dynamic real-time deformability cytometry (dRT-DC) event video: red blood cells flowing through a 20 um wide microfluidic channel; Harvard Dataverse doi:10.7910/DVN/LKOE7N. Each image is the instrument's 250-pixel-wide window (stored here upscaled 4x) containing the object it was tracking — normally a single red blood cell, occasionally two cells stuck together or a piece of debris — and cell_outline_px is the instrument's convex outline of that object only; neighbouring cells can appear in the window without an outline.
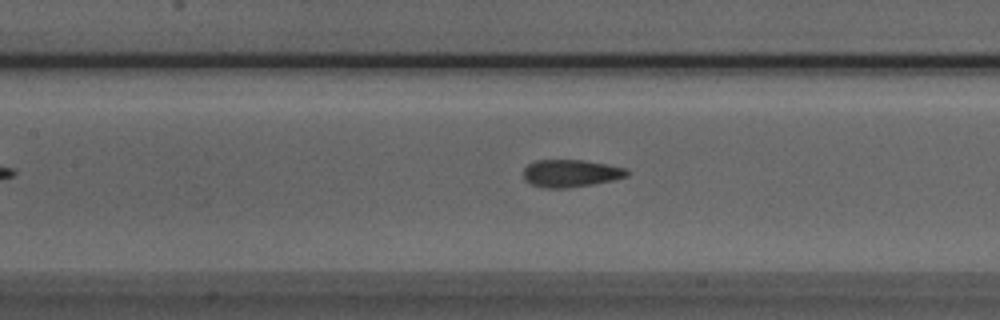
{"species": "Egyptian fruit bat (a non-hibernating species)", "species_latin": "Rousettus aegyptiacus", "temperature_condition": "room temperature", "stored_images_in_passage": 34, "camera_frame_rate_fps": 3000, "um_per_image_px": 0.085, "animal": {"sex": "male"}, "frame": {"image": 1, "passage_image": 15, "time_ms": 4.667, "image_size_px": [1000, 320], "cell_outline_px": [[632, 172], [628, 176], [612, 180], [592, 184], [568, 188], [544, 188], [532, 184], [524, 180], [524, 168], [528, 164], [536, 160], [584, 160], [608, 164], [624, 168]], "centroid_in_image_um": [48.53, 14.73], "position_along_channel_um": 158.9, "area_um2": 16.65}}
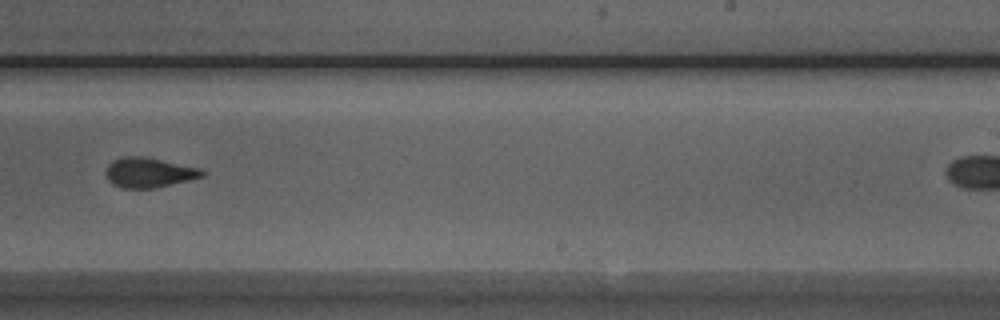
{"frame": {"image": 2, "passage_image": 24, "time_ms": 7.667, "image_size_px": [1000, 320], "cell_outline_px": [[204, 176], [188, 180], [152, 188], [124, 188], [112, 184], [108, 180], [104, 172], [108, 164], [112, 160], [124, 156], [144, 156], [200, 168], [204, 172]], "centroid_in_image_um": [12.6, 14.65], "position_along_channel_um": 276.4, "area_um2": 16.7}}
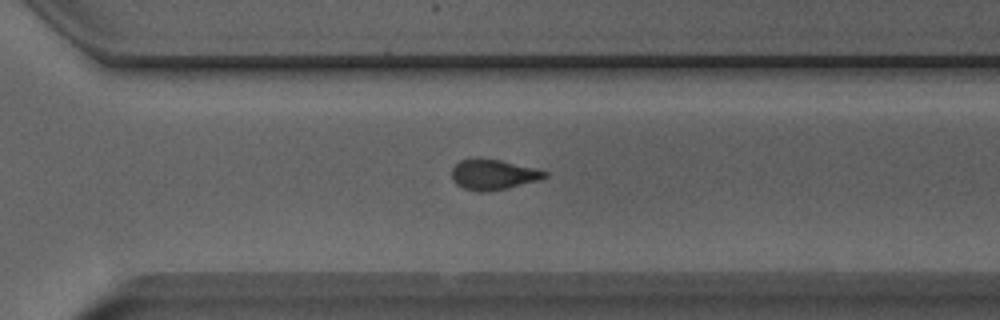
{"frame": {"image": 3, "passage_image": 28, "time_ms": 9.0, "image_size_px": [1000, 320], "cell_outline_px": [[548, 176], [540, 180], [508, 188], [488, 192], [480, 192], [464, 188], [456, 184], [452, 180], [452, 168], [460, 160], [476, 156], [500, 160], [536, 168], [548, 172]], "centroid_in_image_um": [41.92, 14.82], "position_along_channel_um": 328.7, "area_um2": 16.82}}